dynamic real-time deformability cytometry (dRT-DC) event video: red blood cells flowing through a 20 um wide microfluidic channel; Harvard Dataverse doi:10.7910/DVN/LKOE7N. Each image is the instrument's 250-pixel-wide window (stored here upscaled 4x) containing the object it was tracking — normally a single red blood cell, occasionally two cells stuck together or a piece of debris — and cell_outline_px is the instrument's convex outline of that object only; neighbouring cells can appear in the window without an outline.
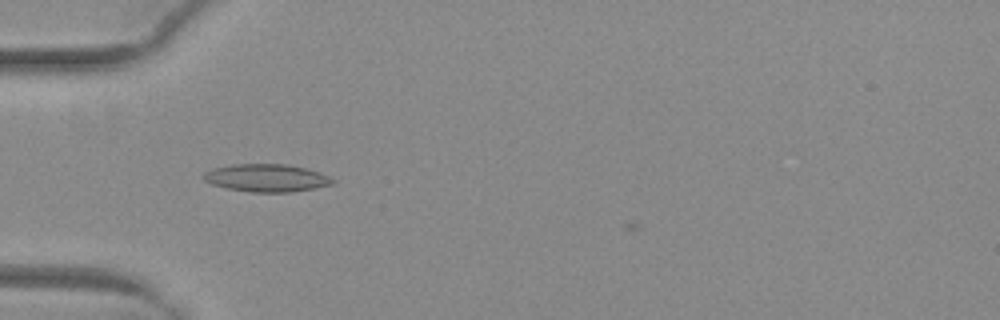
{"species": "common noctule bat (a hibernating species)", "species_latin": "Nyctalus noctula", "temperature_condition": "warm", "stored_images_in_passage": 38, "camera_frame_rate_fps": 3000, "um_per_image_px": 0.085, "animal": {"sex": "female", "body_mass_g": 29.2, "forearm_length_mm": 56.3}, "frame": {"image": 1, "passage_image": 3, "time_ms": 0.667, "image_size_px": [1000, 320], "cell_outline_px": [[336, 180], [332, 184], [316, 188], [292, 192], [252, 192], [228, 188], [212, 184], [204, 180], [204, 172], [212, 168], [232, 164], [288, 164], [320, 172]], "centroid_in_image_um": [22.67, 15.12], "position_along_channel_um": 62.3, "area_um2": 20.81}}
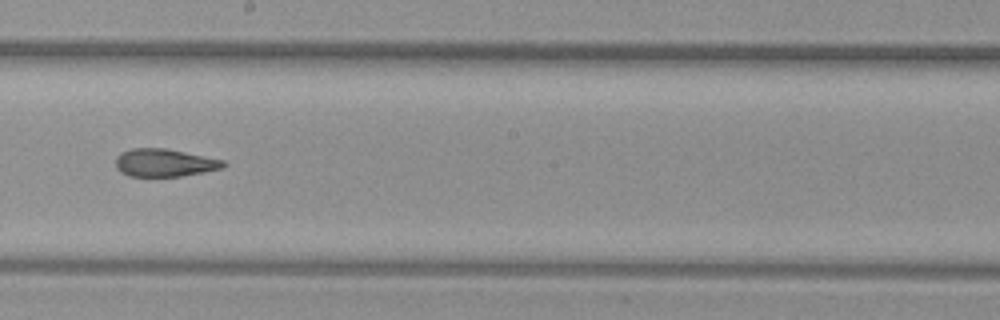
{"frame": {"image": 2, "passage_image": 16, "time_ms": 5.0, "image_size_px": [1000, 320], "cell_outline_px": [[228, 164], [224, 168], [204, 172], [180, 176], [128, 176], [120, 172], [116, 168], [116, 156], [120, 152], [132, 148], [164, 148], [224, 160]], "centroid_in_image_um": [13.97, 13.83], "position_along_channel_um": 234.2, "area_um2": 17.51}}
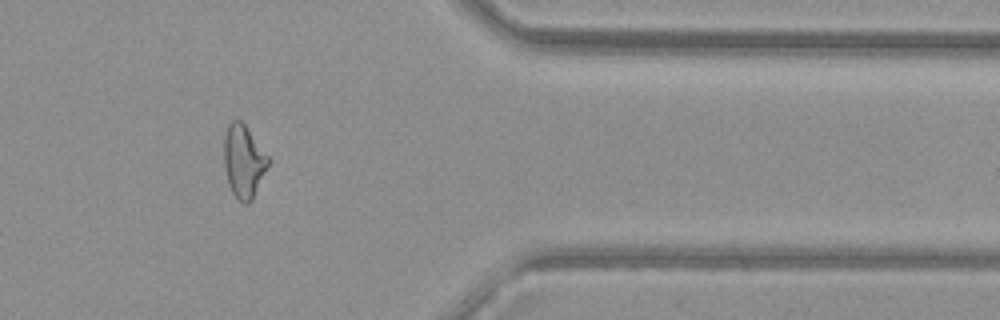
{"frame": {"image": 3, "passage_image": 29, "time_ms": 9.333, "image_size_px": [1000, 320], "cell_outline_px": [[272, 160], [252, 200], [248, 204], [244, 204], [232, 192], [228, 184], [224, 168], [224, 136], [228, 124], [232, 120], [240, 120], [244, 124]], "centroid_in_image_um": [20.72, 13.72], "position_along_channel_um": 390.7, "area_um2": 18.96}, "authors_computed_cell_mechanics": {"area_um2": 18.5249, "velocity_mm_per_s": 4.0349, "shape_relaxation_time_tau1_ms": null, "shape_relaxation_time_tau2_ms": 2.274, "deformation_change_tau1": null, "deformation_change_tau2": 0.1016}}